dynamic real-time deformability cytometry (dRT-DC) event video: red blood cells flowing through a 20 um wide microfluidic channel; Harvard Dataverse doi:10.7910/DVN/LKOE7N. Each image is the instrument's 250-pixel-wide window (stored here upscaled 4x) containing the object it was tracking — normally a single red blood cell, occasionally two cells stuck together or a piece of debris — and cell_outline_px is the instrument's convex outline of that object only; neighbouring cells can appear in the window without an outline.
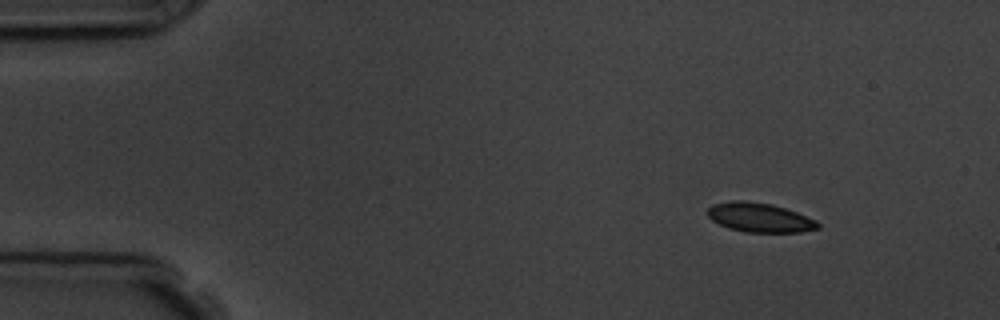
{"species": "common noctule bat (a hibernating species)", "species_latin": "Nyctalus noctula", "temperature_condition": "room temperature", "stored_images_in_passage": 7, "camera_frame_rate_fps": 3000, "um_per_image_px": 0.085, "animal": {"sex": "male", "body_mass_g": 19.5, "forearm_length_mm": 54.6}, "frame": {"image": 1, "passage_image": 1, "time_ms": 0.0, "image_size_px": [1000, 320], "cell_outline_px": [[820, 228], [800, 232], [744, 232], [728, 228], [712, 220], [708, 216], [708, 208], [712, 204], [732, 200], [744, 200], [772, 204], [796, 212], [816, 220], [820, 224]], "centroid_in_image_um": [64.56, 18.49], "position_along_channel_um": 20.4, "area_um2": 18.84}}
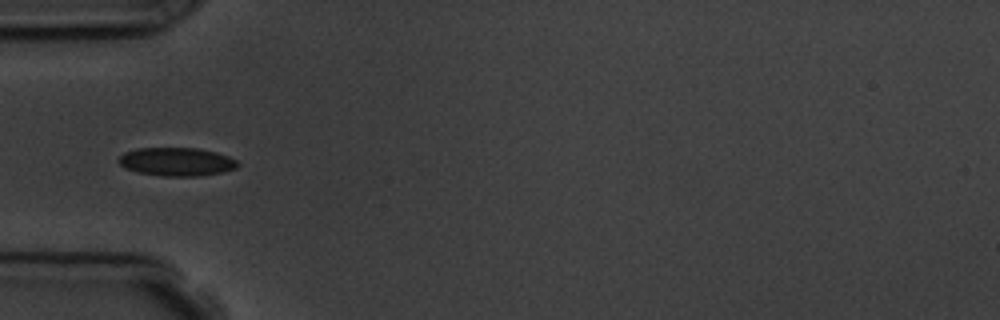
{"frame": {"image": 2, "passage_image": 4, "time_ms": 3.667, "image_size_px": [1000, 320], "cell_outline_px": [[240, 164], [236, 168], [224, 172], [200, 176], [164, 176], [136, 172], [124, 168], [116, 160], [124, 152], [136, 148], [196, 148], [216, 152], [228, 156], [236, 160]], "centroid_in_image_um": [15.0, 13.75], "position_along_channel_um": 70.0, "area_um2": 19.88}}